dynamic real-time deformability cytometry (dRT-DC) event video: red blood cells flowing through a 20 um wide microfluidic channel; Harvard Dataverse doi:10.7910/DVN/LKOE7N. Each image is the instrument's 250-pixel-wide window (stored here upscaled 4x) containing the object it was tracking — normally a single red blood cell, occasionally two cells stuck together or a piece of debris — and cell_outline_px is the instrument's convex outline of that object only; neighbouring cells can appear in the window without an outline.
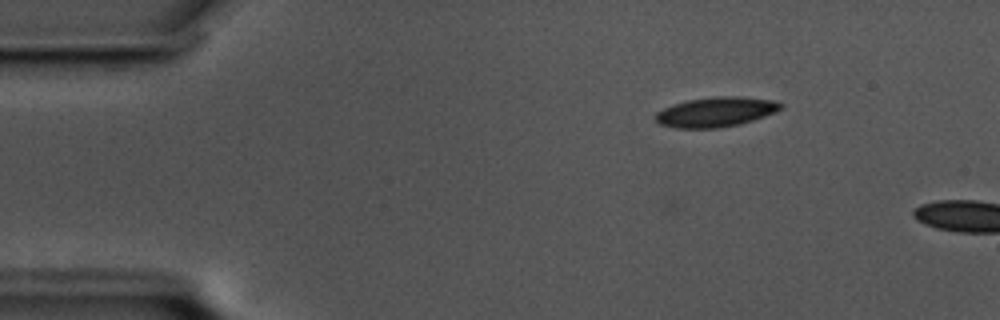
{"species": "common noctule bat (a hibernating species)", "species_latin": "Nyctalus noctula", "temperature_condition": "cold", "stored_images_in_passage": 4, "camera_frame_rate_fps": 3000, "um_per_image_px": 0.085, "animal": {"sex": "male", "body_mass_g": 17.5, "forearm_length_mm": 52.3}, "frame": {"image": 1, "passage_image": 1, "time_ms": 0.0, "image_size_px": [1000, 320], "cell_outline_px": [[784, 108], [764, 116], [740, 124], [716, 128], [676, 128], [660, 124], [652, 116], [656, 112], [664, 108], [688, 100], [716, 96], [740, 96], [772, 100], [784, 104]], "centroid_in_image_um": [60.85, 9.51], "position_along_channel_um": 24.2, "area_um2": 21.68}}